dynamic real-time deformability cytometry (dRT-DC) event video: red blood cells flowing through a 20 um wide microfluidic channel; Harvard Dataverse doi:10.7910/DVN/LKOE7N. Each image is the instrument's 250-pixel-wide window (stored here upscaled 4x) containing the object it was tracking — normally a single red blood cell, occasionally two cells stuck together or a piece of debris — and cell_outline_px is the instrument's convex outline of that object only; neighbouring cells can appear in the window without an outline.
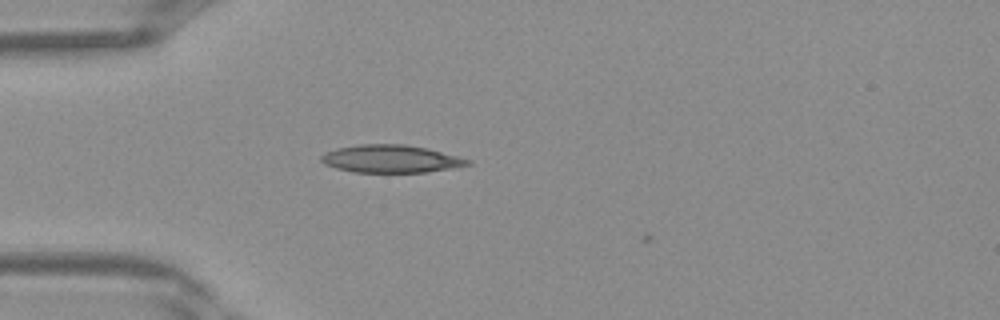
{"species": "Egyptian fruit bat (a non-hibernating species)", "species_latin": "Rousettus aegyptiacus", "temperature_condition": "warm", "stored_images_in_passage": 8, "camera_frame_rate_fps": 3000, "um_per_image_px": 0.085, "frame": {"image": 1, "passage_image": 7, "time_ms": 2.0, "image_size_px": [1000, 320], "cell_outline_px": [[472, 164], [452, 168], [424, 172], [352, 172], [336, 168], [324, 164], [320, 160], [320, 156], [324, 152], [336, 148], [360, 144], [404, 144], [428, 148], [472, 160]], "centroid_in_image_um": [33.2, 13.49], "position_along_channel_um": 51.8, "area_um2": 23.76}}